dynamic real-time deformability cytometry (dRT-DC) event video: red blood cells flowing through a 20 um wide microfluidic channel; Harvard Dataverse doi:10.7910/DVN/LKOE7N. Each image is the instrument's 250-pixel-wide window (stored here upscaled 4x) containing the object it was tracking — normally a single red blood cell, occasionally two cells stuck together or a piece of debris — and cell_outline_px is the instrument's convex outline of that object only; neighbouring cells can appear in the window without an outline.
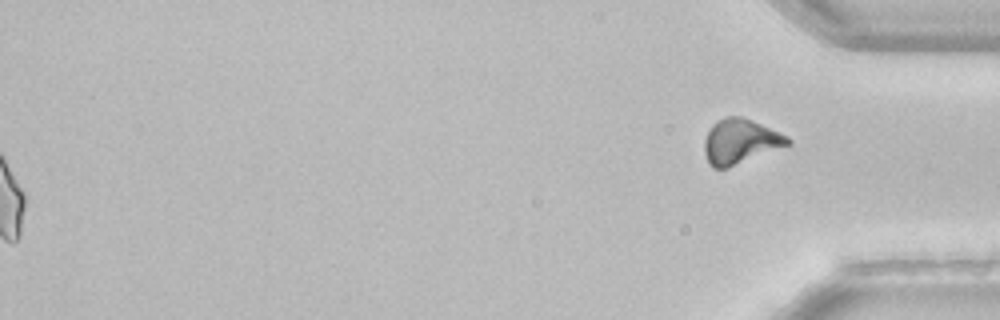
{"species": "common noctule bat (a hibernating species)", "species_latin": "Nyctalus noctula", "temperature_condition": "room temperature", "stored_images_in_passage": 53, "segment_of_instrument_passage": [2, 2], "camera_frame_rate_fps": 3000, "um_per_image_px": 0.085, "animal": {"sex": "female", "body_mass_g": 22.7, "forearm_length_mm": 54.2}, "frame": {"image": 1, "passage_image": 53, "time_ms": 17.333, "image_size_px": [1000, 320], "cell_outline_px": [[792, 144], [728, 168], [712, 168], [708, 164], [704, 152], [704, 140], [712, 124], [716, 120], [728, 116], [740, 116], [780, 132], [788, 136], [792, 140]], "centroid_in_image_um": [62.92, 12.04], "position_along_channel_um": 372.3, "area_um2": 21.91}}